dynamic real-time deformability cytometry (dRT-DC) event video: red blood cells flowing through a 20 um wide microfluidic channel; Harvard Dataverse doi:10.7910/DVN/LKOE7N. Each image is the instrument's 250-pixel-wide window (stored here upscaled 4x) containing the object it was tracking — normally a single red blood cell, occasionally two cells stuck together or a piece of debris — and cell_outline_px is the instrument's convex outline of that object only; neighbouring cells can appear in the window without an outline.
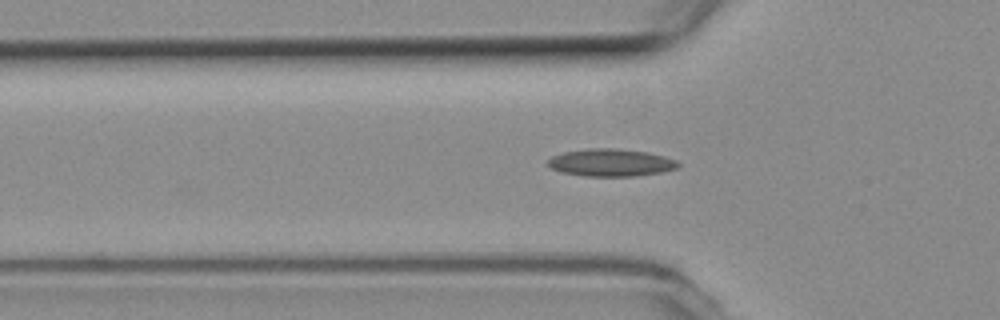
{"species": "common noctule bat (a hibernating species)", "species_latin": "Nyctalus noctula", "temperature_condition": "room temperature", "stored_images_in_passage": 10, "camera_frame_rate_fps": 3000, "um_per_image_px": 0.085, "animal": {"sex": "female", "body_mass_g": 19.3, "forearm_length_mm": 54.1}, "frame": {"image": 1, "passage_image": 7, "time_ms": 2.0, "image_size_px": [1000, 320], "cell_outline_px": [[680, 164], [676, 168], [660, 172], [636, 176], [584, 176], [560, 172], [552, 168], [548, 164], [548, 160], [552, 156], [564, 152], [588, 148], [612, 148], [648, 152], [664, 156], [676, 160]], "centroid_in_image_um": [51.91, 13.82], "position_along_channel_um": 73.9, "area_um2": 20.75}}